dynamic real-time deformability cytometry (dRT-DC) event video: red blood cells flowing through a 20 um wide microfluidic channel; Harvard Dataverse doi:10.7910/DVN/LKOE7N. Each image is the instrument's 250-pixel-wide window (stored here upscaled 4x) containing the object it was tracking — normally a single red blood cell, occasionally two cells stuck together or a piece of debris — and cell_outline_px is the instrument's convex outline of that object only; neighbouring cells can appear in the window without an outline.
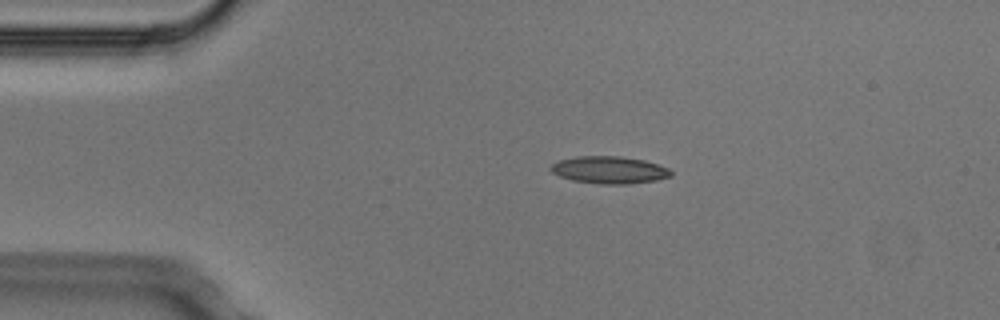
{"species": "Egyptian fruit bat (a non-hibernating species)", "species_latin": "Rousettus aegyptiacus", "temperature_condition": "cold", "stored_images_in_passage": 3, "camera_frame_rate_fps": 3000, "um_per_image_px": 0.085, "animal": {"sex": "male"}, "frame": {"image": 1, "passage_image": 2, "time_ms": 0.333, "image_size_px": [1000, 320], "cell_outline_px": [[672, 176], [656, 180], [628, 184], [600, 184], [572, 180], [560, 176], [552, 172], [548, 168], [552, 164], [560, 160], [576, 156], [620, 156], [644, 160], [668, 168], [672, 172]], "centroid_in_image_um": [51.78, 14.44], "position_along_channel_um": 33.2, "area_um2": 19.07}}
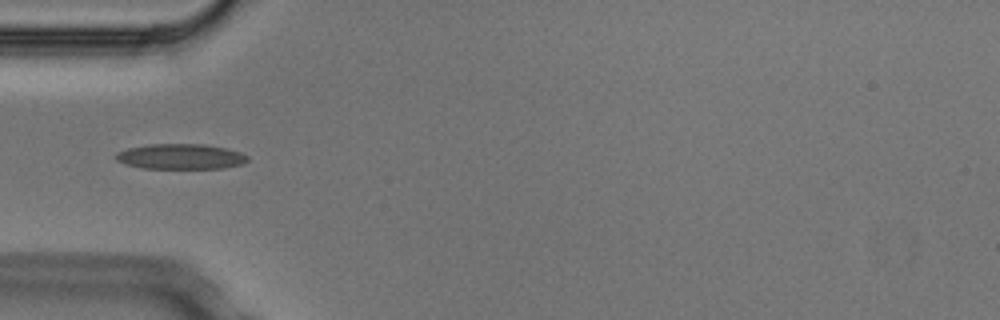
{"frame": {"image": 2, "passage_image": 3, "time_ms": 0.667, "image_size_px": [1000, 320], "cell_outline_px": [[248, 160], [244, 164], [224, 168], [144, 168], [124, 164], [116, 160], [112, 156], [116, 152], [128, 148], [148, 144], [204, 144], [228, 148], [240, 152], [248, 156]], "centroid_in_image_um": [15.34, 13.3], "position_along_channel_um": 69.7, "area_um2": 19.65}}